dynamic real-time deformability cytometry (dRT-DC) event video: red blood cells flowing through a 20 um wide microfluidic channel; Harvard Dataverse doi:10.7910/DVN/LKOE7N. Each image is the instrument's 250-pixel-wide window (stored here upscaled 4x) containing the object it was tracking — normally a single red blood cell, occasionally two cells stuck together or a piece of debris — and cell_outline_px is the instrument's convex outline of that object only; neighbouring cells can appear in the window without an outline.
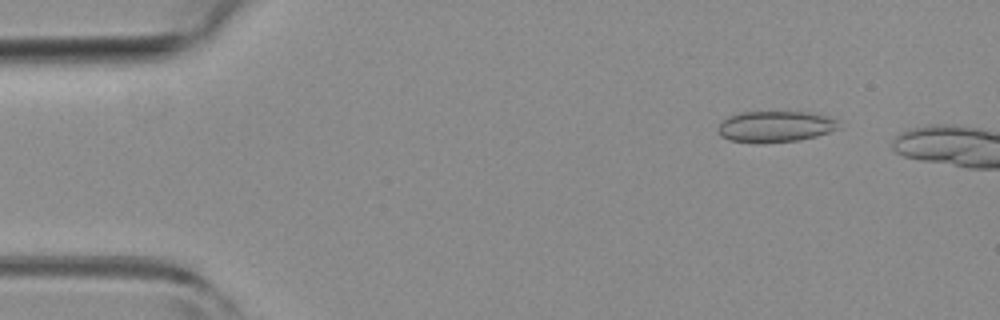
{"species": "common noctule bat (a hibernating species)", "species_latin": "Nyctalus noctula", "temperature_condition": "room temperature", "stored_images_in_passage": 4, "camera_frame_rate_fps": 3000, "um_per_image_px": 0.085, "animal": {"sex": "female", "body_mass_g": 19.3, "forearm_length_mm": 54.1}, "frame": {"image": 1, "passage_image": 2, "time_ms": 0.333, "image_size_px": [1000, 320], "cell_outline_px": [[840, 128], [816, 136], [800, 140], [764, 144], [760, 144], [728, 140], [720, 136], [716, 128], [728, 116], [740, 112], [808, 112], [828, 116], [836, 120]], "centroid_in_image_um": [65.86, 10.77], "position_along_channel_um": 19.1, "area_um2": 22.2}}